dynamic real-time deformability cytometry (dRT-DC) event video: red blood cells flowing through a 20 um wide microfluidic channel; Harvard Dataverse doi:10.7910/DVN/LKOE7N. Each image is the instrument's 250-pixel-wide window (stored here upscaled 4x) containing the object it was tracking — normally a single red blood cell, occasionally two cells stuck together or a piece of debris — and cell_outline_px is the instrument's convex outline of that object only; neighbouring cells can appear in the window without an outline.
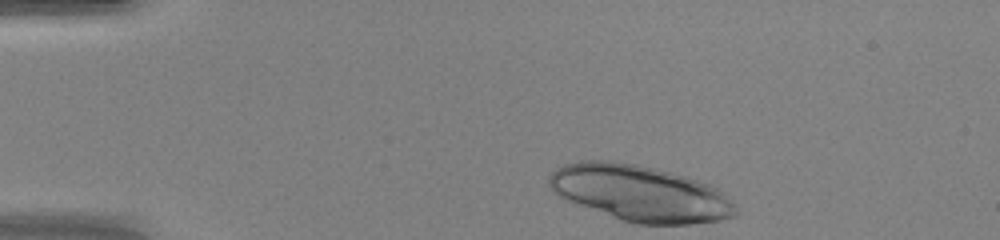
{"species": "human", "species_latin": "Homo sapiens", "temperature_condition": "warm", "stored_images_in_passage": 40, "camera_frame_rate_fps": 3000, "um_per_image_px": 0.085, "donor": {"sex": "female"}, "frame": {"image": 1, "passage_image": 1, "time_ms": 0.0, "image_size_px": [1000, 240], "cell_outline_px": [[736, 216], [720, 220], [688, 224], [636, 224], [620, 220], [568, 200], [560, 196], [548, 184], [548, 176], [552, 172], [564, 164], [584, 160], [608, 160], [636, 164], [688, 176], [708, 184], [716, 188], [736, 208]], "centroid_in_image_um": [54.38, 16.42], "position_along_channel_um": 30.6, "area_um2": 60.4}}